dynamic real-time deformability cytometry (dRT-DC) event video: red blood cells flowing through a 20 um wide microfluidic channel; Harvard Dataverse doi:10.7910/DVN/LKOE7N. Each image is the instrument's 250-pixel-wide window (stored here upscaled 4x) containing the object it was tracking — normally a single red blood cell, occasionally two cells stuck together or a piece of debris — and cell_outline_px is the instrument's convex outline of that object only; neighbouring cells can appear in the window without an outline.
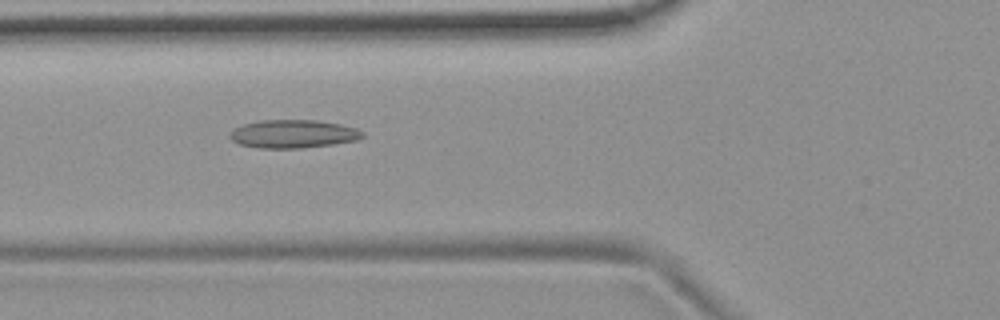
{"species": "common noctule bat (a hibernating species)", "species_latin": "Nyctalus noctula", "temperature_condition": "room temperature", "stored_images_in_passage": 41, "camera_frame_rate_fps": 3000, "um_per_image_px": 0.085, "animal": {"sex": "female", "body_mass_g": 19.9}, "frame": {"image": 1, "passage_image": 7, "time_ms": 2.0, "image_size_px": [1000, 320], "cell_outline_px": [[364, 136], [356, 140], [332, 144], [300, 148], [260, 148], [240, 144], [232, 140], [228, 136], [236, 128], [244, 124], [260, 120], [316, 120], [340, 124], [356, 128], [364, 132]], "centroid_in_image_um": [24.94, 11.38], "position_along_channel_um": 100.9, "area_um2": 21.62}}
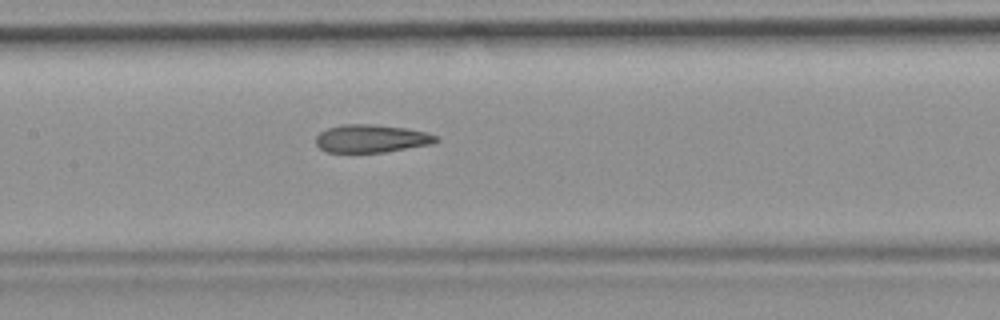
{"frame": {"image": 2, "passage_image": 13, "time_ms": 4.0, "image_size_px": [1000, 320], "cell_outline_px": [[440, 140], [432, 144], [384, 152], [328, 152], [320, 148], [316, 144], [316, 136], [320, 132], [328, 128], [344, 124], [372, 124], [408, 128], [428, 132], [436, 136]], "centroid_in_image_um": [31.59, 11.77], "position_along_channel_um": 175.8, "area_um2": 19.59}}
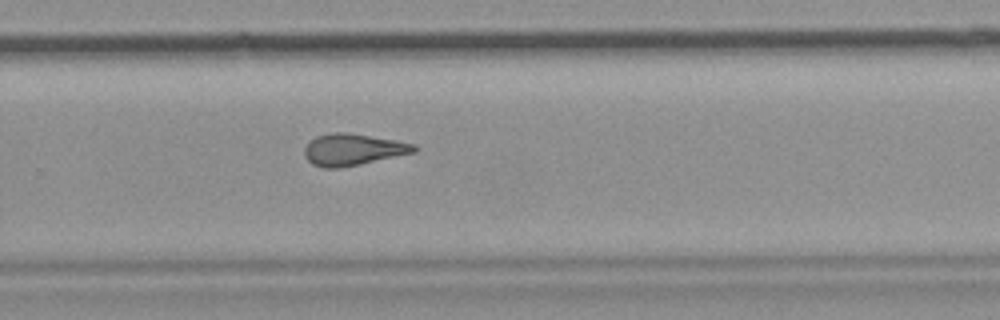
{"frame": {"image": 3, "passage_image": 23, "time_ms": 7.333, "image_size_px": [1000, 320], "cell_outline_px": [[420, 148], [416, 152], [360, 164], [336, 168], [324, 168], [312, 164], [304, 156], [304, 148], [316, 136], [332, 132], [348, 132], [396, 140], [416, 144]], "centroid_in_image_um": [30.03, 12.7], "position_along_channel_um": 299.8, "area_um2": 20.29}, "authors_computed_cell_mechanics": {"area_um2": 20.1144, "velocity_mm_per_s": 3.7369, "shape_relaxation_time_tau1_ms": null, "shape_relaxation_time_tau2_ms": 3.03, "deformation_change_tau1": null, "deformation_change_tau2": 0.1295}}